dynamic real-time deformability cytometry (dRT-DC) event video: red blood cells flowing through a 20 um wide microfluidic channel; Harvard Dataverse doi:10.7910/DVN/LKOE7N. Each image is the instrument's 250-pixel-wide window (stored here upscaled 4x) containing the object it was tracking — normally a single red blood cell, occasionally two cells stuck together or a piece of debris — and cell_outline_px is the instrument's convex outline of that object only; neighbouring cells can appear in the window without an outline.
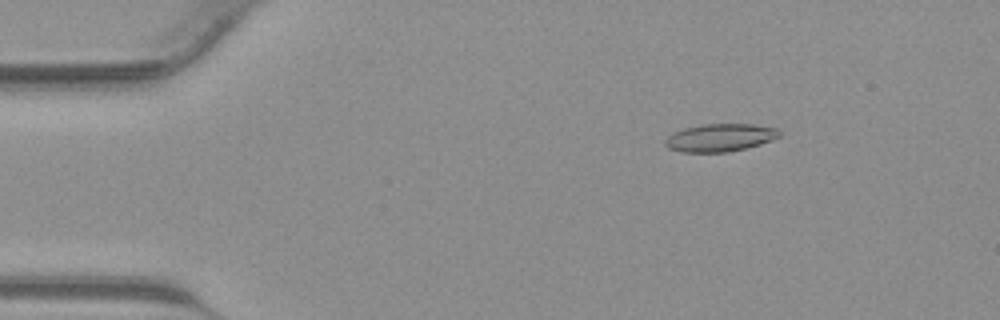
{"species": "common noctule bat (a hibernating species)", "species_latin": "Nyctalus noctula", "temperature_condition": "warm", "stored_images_in_passage": 37, "camera_frame_rate_fps": 3000, "um_per_image_px": 0.085, "animal": {"sex": "male", "body_mass_g": 23.1, "forearm_length_mm": 52.7}, "frame": {"image": 1, "passage_image": 7, "time_ms": 2.0, "image_size_px": [1000, 320], "cell_outline_px": [[780, 136], [760, 144], [728, 152], [684, 152], [668, 148], [664, 144], [664, 140], [668, 136], [684, 128], [704, 124], [752, 124], [780, 128]], "centroid_in_image_um": [61.21, 11.69], "position_along_channel_um": 23.8, "area_um2": 18.38}}
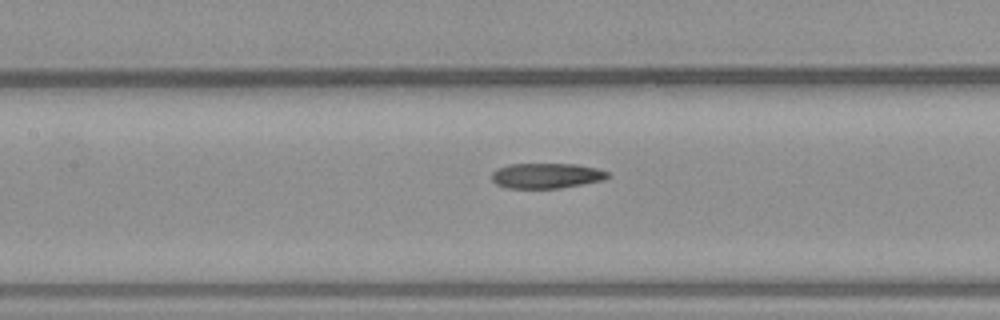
{"frame": {"image": 2, "passage_image": 20, "time_ms": 6.333, "image_size_px": [1000, 320], "cell_outline_px": [[612, 176], [604, 180], [560, 188], [508, 188], [496, 184], [492, 180], [492, 172], [508, 164], [576, 164], [596, 168], [608, 172]], "centroid_in_image_um": [46.47, 14.93], "position_along_channel_um": 160.9, "area_um2": 17.05}}
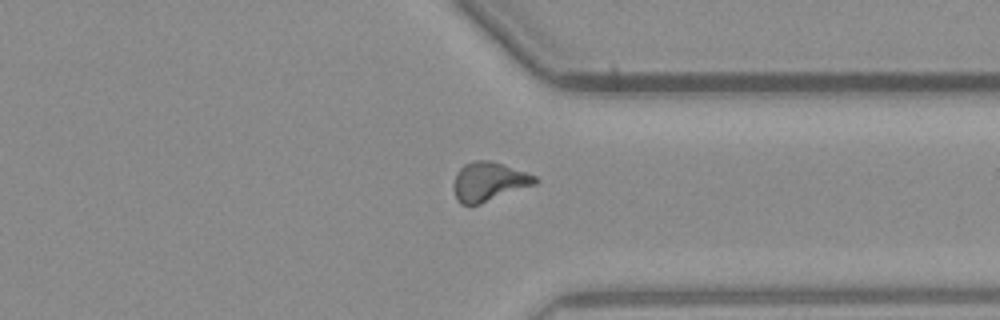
{"frame": {"image": 3, "passage_image": 33, "time_ms": 10.667, "image_size_px": [1000, 320], "cell_outline_px": [[540, 180], [536, 184], [480, 204], [460, 204], [456, 200], [452, 188], [456, 172], [464, 164], [476, 160], [488, 160], [504, 164], [536, 176]], "centroid_in_image_um": [41.53, 15.44], "position_along_channel_um": 369.9, "area_um2": 18.67}}